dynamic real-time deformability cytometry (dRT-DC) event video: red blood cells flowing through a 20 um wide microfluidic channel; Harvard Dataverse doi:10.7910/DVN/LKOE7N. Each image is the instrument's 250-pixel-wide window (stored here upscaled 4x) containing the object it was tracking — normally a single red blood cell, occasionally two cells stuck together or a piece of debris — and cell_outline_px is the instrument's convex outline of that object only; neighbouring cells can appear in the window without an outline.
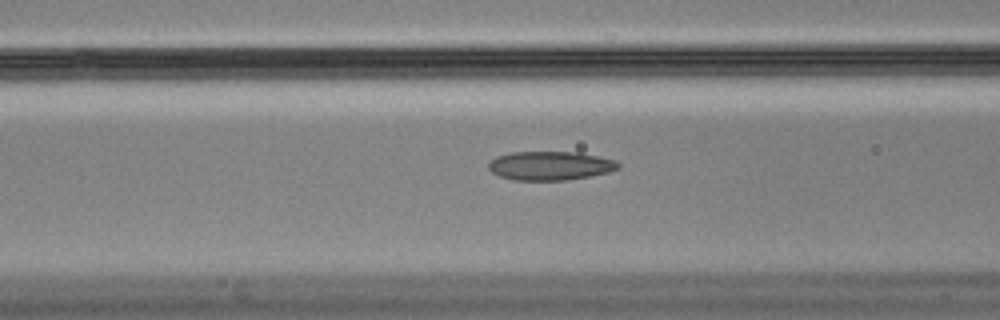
{"species": "Egyptian fruit bat (a non-hibernating species)", "species_latin": "Rousettus aegyptiacus", "temperature_condition": "cold", "stored_images_in_passage": 32, "camera_frame_rate_fps": 3000, "um_per_image_px": 0.085, "animal": {"sex": "male"}, "frame": {"image": 1, "passage_image": 6, "time_ms": 1.667, "image_size_px": [1000, 320], "cell_outline_px": [[620, 168], [608, 172], [592, 176], [568, 180], [512, 180], [500, 176], [492, 172], [488, 168], [488, 164], [496, 156], [512, 152], [576, 152], [616, 160], [620, 164]], "centroid_in_image_um": [46.77, 14.09], "position_along_channel_um": 119.8, "area_um2": 21.85}}
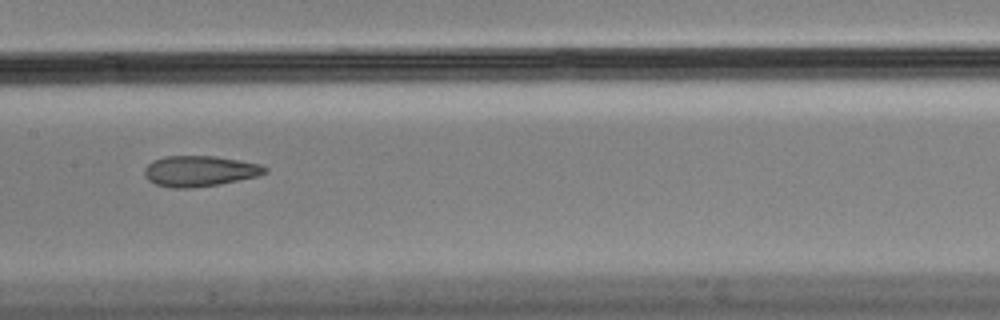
{"frame": {"image": 2, "passage_image": 12, "time_ms": 3.667, "image_size_px": [1000, 320], "cell_outline_px": [[268, 172], [260, 176], [216, 184], [188, 188], [172, 188], [156, 184], [148, 180], [144, 176], [144, 168], [152, 160], [164, 156], [216, 156], [240, 160], [260, 164], [268, 168]], "centroid_in_image_um": [16.97, 14.53], "position_along_channel_um": 190.4, "area_um2": 21.62}}
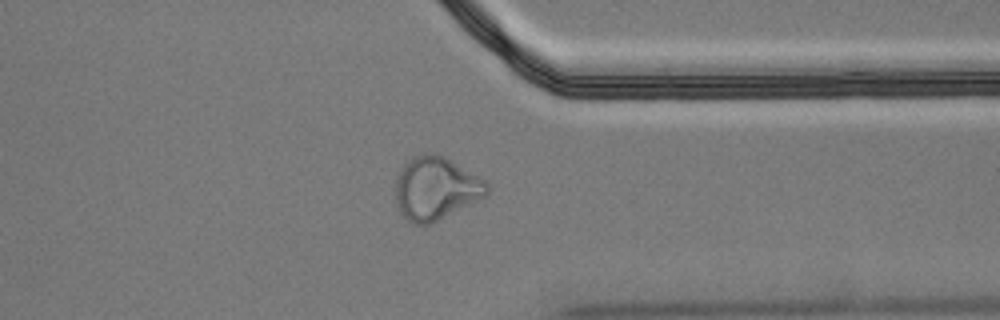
{"frame": {"image": 3, "passage_image": 28, "time_ms": 9.0, "image_size_px": [1000, 320], "cell_outline_px": [[488, 192], [484, 196], [432, 224], [412, 224], [400, 212], [396, 204], [396, 176], [400, 168], [412, 156], [424, 152], [436, 152], [452, 160], [488, 180]], "centroid_in_image_um": [37.03, 15.97], "position_along_channel_um": 374.4, "area_um2": 33.99}, "authors_computed_cell_mechanics": {"area_um2": 21.8484, "velocity_mm_per_s": 3.513, "shape_relaxation_time_tau1_ms": null, "shape_relaxation_time_tau2_ms": 3.0997, "deformation_change_tau1": null, "deformation_change_tau2": 0.1103}}